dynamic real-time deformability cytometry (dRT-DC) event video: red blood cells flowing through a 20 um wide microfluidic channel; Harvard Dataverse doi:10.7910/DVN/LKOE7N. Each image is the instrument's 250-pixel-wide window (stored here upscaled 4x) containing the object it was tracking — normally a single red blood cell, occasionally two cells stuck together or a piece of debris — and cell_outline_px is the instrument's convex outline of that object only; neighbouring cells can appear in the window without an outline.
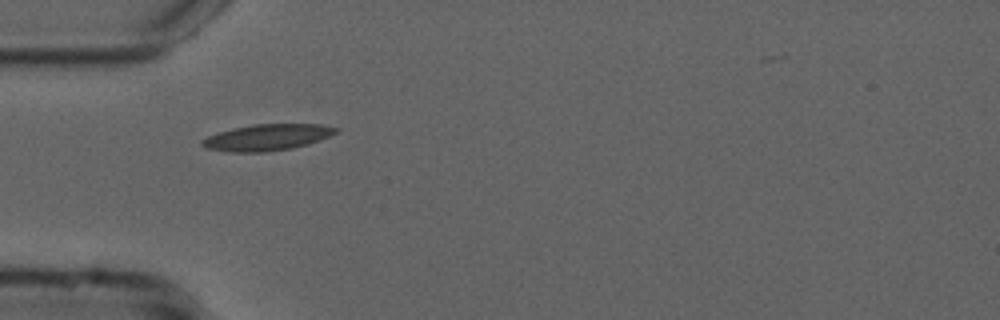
{"species": "common noctule bat (a hibernating species)", "species_latin": "Nyctalus noctula", "temperature_condition": "cold", "stored_images_in_passage": 39, "camera_frame_rate_fps": 3000, "um_per_image_px": 0.085, "animal": {"sex": "male", "forearm_length_mm": 52.5}, "frame": {"image": 1, "passage_image": 1, "time_ms": 0.0, "image_size_px": [1000, 320], "cell_outline_px": [[340, 132], [308, 144], [292, 148], [264, 152], [232, 152], [208, 148], [200, 144], [200, 140], [208, 136], [232, 128], [252, 124], [320, 124], [340, 128]], "centroid_in_image_um": [22.74, 11.66], "position_along_channel_um": 62.3, "area_um2": 20.52}}
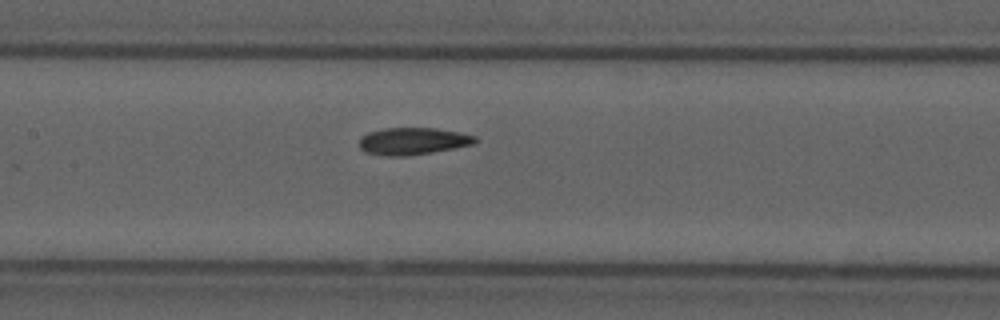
{"frame": {"image": 2, "passage_image": 10, "time_ms": 3.0, "image_size_px": [1000, 320], "cell_outline_px": [[476, 144], [432, 152], [404, 156], [384, 156], [364, 152], [360, 148], [360, 140], [368, 132], [384, 128], [436, 128], [460, 132], [476, 136]], "centroid_in_image_um": [35.11, 12.0], "position_along_channel_um": 172.3, "area_um2": 18.32}}
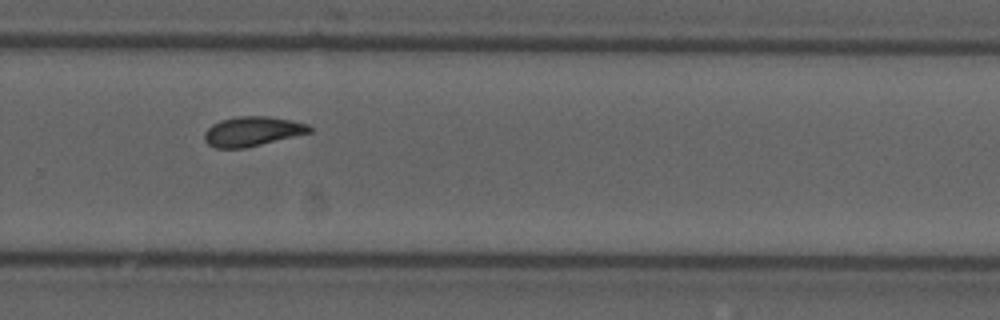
{"frame": {"image": 3, "passage_image": 21, "time_ms": 6.667, "image_size_px": [1000, 320], "cell_outline_px": [[312, 132], [244, 148], [216, 148], [208, 144], [204, 140], [204, 132], [212, 124], [220, 120], [236, 116], [268, 116], [292, 120], [308, 124], [312, 128]], "centroid_in_image_um": [21.44, 11.15], "position_along_channel_um": 308.4, "area_um2": 18.15}, "authors_computed_cell_mechanics": {"area_um2": 17.918, "velocity_mm_per_s": 3.728, "shape_relaxation_time_tau1_ms": 10.1026, "shape_relaxation_time_tau2_ms": 2.5891, "deformation_change_tau1": 0.1881, "deformation_change_tau2": 0.0743}}